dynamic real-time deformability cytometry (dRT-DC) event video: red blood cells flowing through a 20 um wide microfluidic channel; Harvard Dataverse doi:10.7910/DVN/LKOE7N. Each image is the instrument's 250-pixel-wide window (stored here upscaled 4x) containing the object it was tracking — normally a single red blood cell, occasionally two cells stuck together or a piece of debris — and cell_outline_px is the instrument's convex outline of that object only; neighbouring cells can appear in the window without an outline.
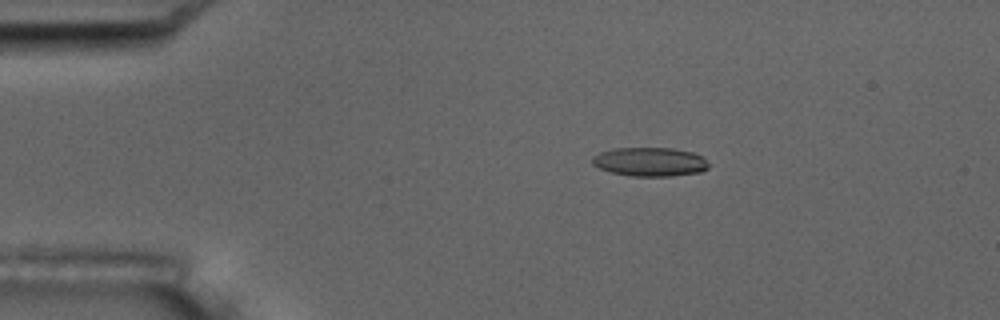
{"species": "common noctule bat (a hibernating species)", "species_latin": "Nyctalus noctula", "temperature_condition": "room temperature", "stored_images_in_passage": 4, "camera_frame_rate_fps": 3000, "um_per_image_px": 0.085, "animal": {"sex": "male", "body_mass_g": 17.5, "forearm_length_mm": 52.3}, "frame": {"image": 1, "passage_image": 2, "time_ms": 1.333, "image_size_px": [1000, 320], "cell_outline_px": [[708, 168], [700, 172], [672, 176], [632, 176], [612, 172], [600, 168], [592, 164], [592, 156], [600, 152], [612, 148], [672, 148], [692, 152], [700, 156], [708, 164]], "centroid_in_image_um": [55.21, 13.75], "position_along_channel_um": 29.8, "area_um2": 19.48}}